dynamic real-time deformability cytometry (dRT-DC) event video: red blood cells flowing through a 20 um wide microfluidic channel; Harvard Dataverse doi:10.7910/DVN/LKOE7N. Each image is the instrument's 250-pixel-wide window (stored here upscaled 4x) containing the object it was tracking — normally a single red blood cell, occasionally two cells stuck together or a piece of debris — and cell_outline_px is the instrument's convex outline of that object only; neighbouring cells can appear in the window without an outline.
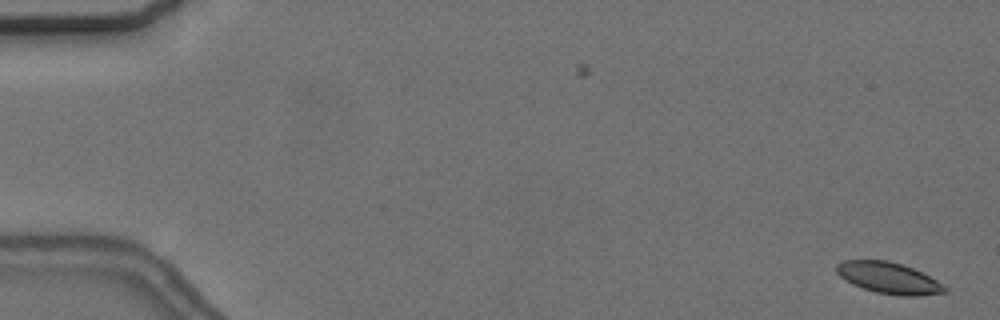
{"species": "common noctule bat (a hibernating species)", "species_latin": "Nyctalus noctula", "temperature_condition": "cold", "stored_images_in_passage": 56, "camera_frame_rate_fps": 3000, "um_per_image_px": 0.085, "animal": {"sex": "female", "body_mass_g": 24.6, "forearm_length_mm": 56.2}, "frame": {"image": 1, "passage_image": 1, "time_ms": 0.0, "image_size_px": [1000, 320], "cell_outline_px": [[948, 292], [916, 296], [900, 296], [876, 292], [852, 284], [840, 276], [836, 272], [836, 264], [844, 260], [888, 260], [912, 268], [936, 280], [948, 288]], "centroid_in_image_um": [75.53, 23.63], "position_along_channel_um": 9.5, "area_um2": 19.59}}
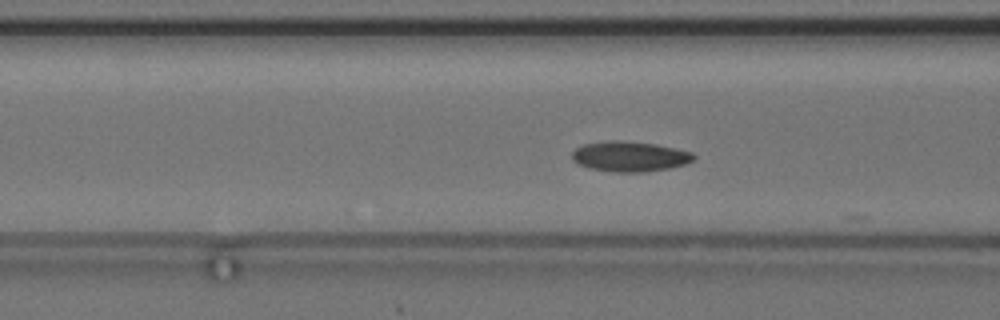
{"frame": {"image": 2, "passage_image": 22, "time_ms": 7.0, "image_size_px": [1000, 320], "cell_outline_px": [[696, 156], [692, 160], [684, 164], [668, 168], [644, 172], [612, 172], [588, 168], [576, 164], [572, 160], [572, 152], [576, 148], [584, 144], [608, 140], [624, 140], [656, 144], [676, 148], [692, 152]], "centroid_in_image_um": [53.49, 13.29], "position_along_channel_um": 113.1, "area_um2": 21.62}}
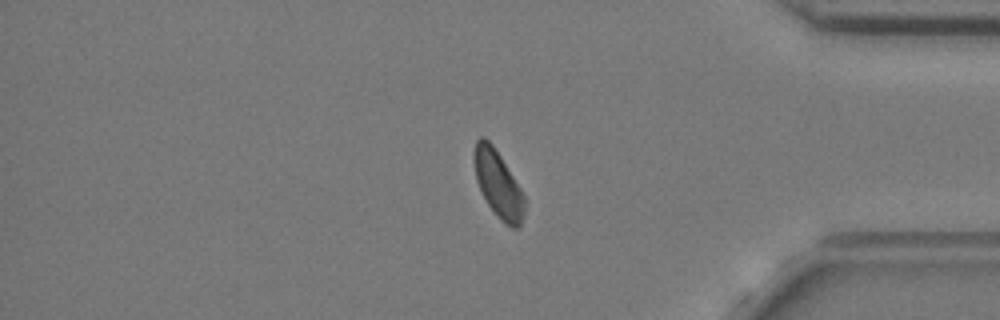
{"frame": {"image": 3, "passage_image": 47, "time_ms": 15.333, "image_size_px": [1000, 320], "cell_outline_px": [[524, 212], [520, 228], [512, 228], [504, 224], [496, 216], [488, 204], [476, 180], [472, 160], [476, 140], [480, 136], [484, 136], [492, 144], [500, 156], [520, 188], [524, 196]], "centroid_in_image_um": [42.32, 15.65], "position_along_channel_um": 392.9, "area_um2": 19.59}, "authors_computed_cell_mechanics": {"area_um2": 20.5479, "velocity_mm_per_s": 3.6346, "shape_relaxation_time_tau1_ms": 5.0843, "shape_relaxation_time_tau2_ms": 8.2501, "deformation_change_tau1": 0.068, "deformation_change_tau2": 0.1296}}